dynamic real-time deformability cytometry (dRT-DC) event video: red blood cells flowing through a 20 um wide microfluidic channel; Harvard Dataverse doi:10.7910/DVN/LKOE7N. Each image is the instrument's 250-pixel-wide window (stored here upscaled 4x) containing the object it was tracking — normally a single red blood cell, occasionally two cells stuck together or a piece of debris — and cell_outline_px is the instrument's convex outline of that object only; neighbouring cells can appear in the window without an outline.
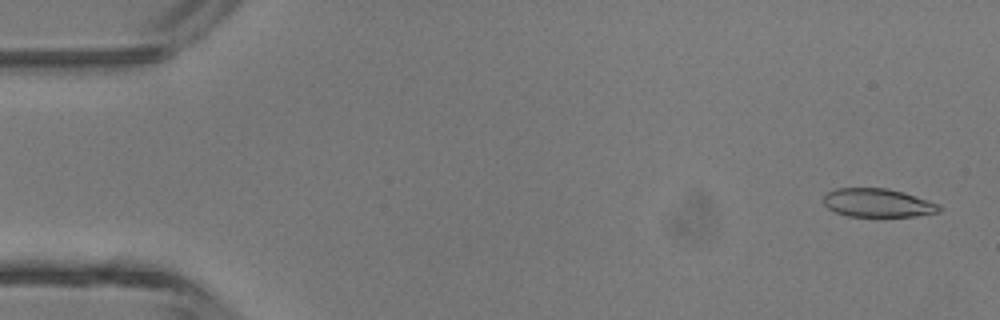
{"species": "common noctule bat (a hibernating species)", "species_latin": "Nyctalus noctula", "temperature_condition": "room temperature", "stored_images_in_passage": 46, "camera_frame_rate_fps": 3000, "um_per_image_px": 0.085, "animal": {"sex": "male", "body_mass_g": 13.3}, "frame": {"image": 1, "passage_image": 2, "time_ms": 0.333, "image_size_px": [1000, 320], "cell_outline_px": [[940, 212], [916, 216], [848, 216], [836, 212], [828, 208], [824, 204], [824, 196], [828, 192], [836, 188], [888, 188], [904, 192], [940, 204]], "centroid_in_image_um": [74.62, 17.24], "position_along_channel_um": 10.4, "area_um2": 19.19}}
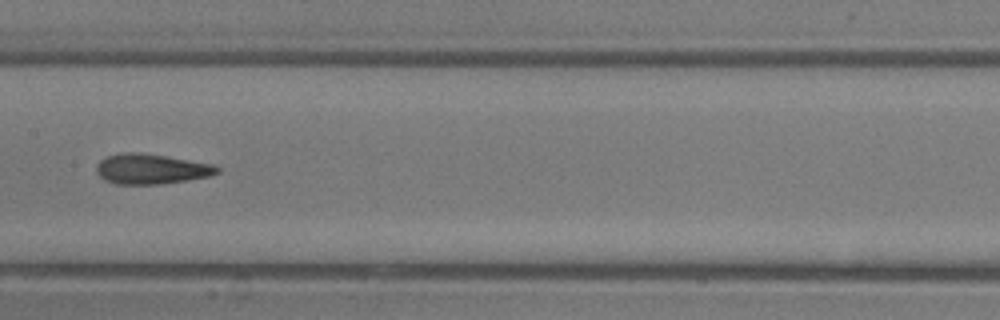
{"frame": {"image": 2, "passage_image": 23, "time_ms": 7.333, "image_size_px": [1000, 320], "cell_outline_px": [[220, 172], [212, 176], [188, 180], [160, 184], [116, 184], [104, 180], [96, 172], [96, 164], [100, 160], [108, 156], [120, 152], [140, 152], [216, 164], [220, 168]], "centroid_in_image_um": [12.88, 14.36], "position_along_channel_um": 194.5, "area_um2": 21.5}}
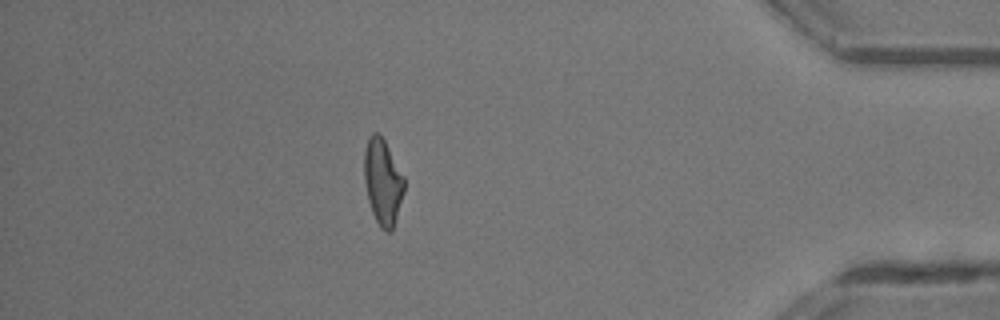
{"frame": {"image": 3, "passage_image": 40, "time_ms": 13.0, "image_size_px": [1000, 320], "cell_outline_px": [[404, 192], [392, 232], [384, 232], [380, 228], [372, 212], [368, 200], [364, 180], [364, 152], [368, 136], [372, 132], [380, 132], [404, 176]], "centroid_in_image_um": [32.53, 15.44], "position_along_channel_um": 402.7, "area_um2": 20.23}, "authors_computed_cell_mechanics": {"area_um2": 20.4612, "velocity_mm_per_s": 4.4935, "shape_relaxation_time_tau1_ms": 4.1723, "shape_relaxation_time_tau2_ms": 1.9267, "deformation_change_tau1": 0.1793, "deformation_change_tau2": 0.1233}}